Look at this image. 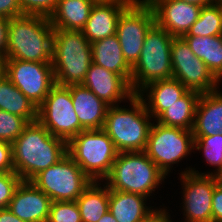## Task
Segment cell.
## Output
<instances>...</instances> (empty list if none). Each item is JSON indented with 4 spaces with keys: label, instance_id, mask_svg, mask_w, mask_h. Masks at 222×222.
Returning <instances> with one entry per match:
<instances>
[{
    "label": "cell",
    "instance_id": "ee69618b",
    "mask_svg": "<svg viewBox=\"0 0 222 222\" xmlns=\"http://www.w3.org/2000/svg\"><path fill=\"white\" fill-rule=\"evenodd\" d=\"M216 179L217 186L222 189V172L214 175Z\"/></svg>",
    "mask_w": 222,
    "mask_h": 222
},
{
    "label": "cell",
    "instance_id": "836d02e7",
    "mask_svg": "<svg viewBox=\"0 0 222 222\" xmlns=\"http://www.w3.org/2000/svg\"><path fill=\"white\" fill-rule=\"evenodd\" d=\"M22 179L15 172L0 173V209L7 208Z\"/></svg>",
    "mask_w": 222,
    "mask_h": 222
},
{
    "label": "cell",
    "instance_id": "484cf974",
    "mask_svg": "<svg viewBox=\"0 0 222 222\" xmlns=\"http://www.w3.org/2000/svg\"><path fill=\"white\" fill-rule=\"evenodd\" d=\"M195 56L201 59L221 82L222 78V35L182 36Z\"/></svg>",
    "mask_w": 222,
    "mask_h": 222
},
{
    "label": "cell",
    "instance_id": "4fadbf2b",
    "mask_svg": "<svg viewBox=\"0 0 222 222\" xmlns=\"http://www.w3.org/2000/svg\"><path fill=\"white\" fill-rule=\"evenodd\" d=\"M171 61L172 77L188 90H194L202 94L219 88L220 81L208 69L207 65L195 56L182 37L173 38Z\"/></svg>",
    "mask_w": 222,
    "mask_h": 222
},
{
    "label": "cell",
    "instance_id": "30bf717a",
    "mask_svg": "<svg viewBox=\"0 0 222 222\" xmlns=\"http://www.w3.org/2000/svg\"><path fill=\"white\" fill-rule=\"evenodd\" d=\"M152 125L145 149L148 157L165 174L194 149L192 130L164 126L156 122Z\"/></svg>",
    "mask_w": 222,
    "mask_h": 222
},
{
    "label": "cell",
    "instance_id": "603a6c76",
    "mask_svg": "<svg viewBox=\"0 0 222 222\" xmlns=\"http://www.w3.org/2000/svg\"><path fill=\"white\" fill-rule=\"evenodd\" d=\"M93 63L120 75L131 87L132 68L126 62L117 35L91 43Z\"/></svg>",
    "mask_w": 222,
    "mask_h": 222
},
{
    "label": "cell",
    "instance_id": "ba28073f",
    "mask_svg": "<svg viewBox=\"0 0 222 222\" xmlns=\"http://www.w3.org/2000/svg\"><path fill=\"white\" fill-rule=\"evenodd\" d=\"M31 182L51 201H76L92 180L66 154L56 164L38 173Z\"/></svg>",
    "mask_w": 222,
    "mask_h": 222
},
{
    "label": "cell",
    "instance_id": "44dd1931",
    "mask_svg": "<svg viewBox=\"0 0 222 222\" xmlns=\"http://www.w3.org/2000/svg\"><path fill=\"white\" fill-rule=\"evenodd\" d=\"M222 134V91L202 93L199 97L193 136H215Z\"/></svg>",
    "mask_w": 222,
    "mask_h": 222
},
{
    "label": "cell",
    "instance_id": "d590c367",
    "mask_svg": "<svg viewBox=\"0 0 222 222\" xmlns=\"http://www.w3.org/2000/svg\"><path fill=\"white\" fill-rule=\"evenodd\" d=\"M22 15L18 0H0V18L11 19Z\"/></svg>",
    "mask_w": 222,
    "mask_h": 222
},
{
    "label": "cell",
    "instance_id": "ac0fdd59",
    "mask_svg": "<svg viewBox=\"0 0 222 222\" xmlns=\"http://www.w3.org/2000/svg\"><path fill=\"white\" fill-rule=\"evenodd\" d=\"M131 2L95 3L81 30L90 43L116 34L117 20Z\"/></svg>",
    "mask_w": 222,
    "mask_h": 222
},
{
    "label": "cell",
    "instance_id": "d6986e66",
    "mask_svg": "<svg viewBox=\"0 0 222 222\" xmlns=\"http://www.w3.org/2000/svg\"><path fill=\"white\" fill-rule=\"evenodd\" d=\"M68 87L80 125L85 130L103 129L109 105L82 84Z\"/></svg>",
    "mask_w": 222,
    "mask_h": 222
},
{
    "label": "cell",
    "instance_id": "2e32d148",
    "mask_svg": "<svg viewBox=\"0 0 222 222\" xmlns=\"http://www.w3.org/2000/svg\"><path fill=\"white\" fill-rule=\"evenodd\" d=\"M51 202L31 181H21L7 208L25 222H47Z\"/></svg>",
    "mask_w": 222,
    "mask_h": 222
},
{
    "label": "cell",
    "instance_id": "83f0119b",
    "mask_svg": "<svg viewBox=\"0 0 222 222\" xmlns=\"http://www.w3.org/2000/svg\"><path fill=\"white\" fill-rule=\"evenodd\" d=\"M99 184L92 181L76 200L82 222H98L109 210V188Z\"/></svg>",
    "mask_w": 222,
    "mask_h": 222
},
{
    "label": "cell",
    "instance_id": "d4e9b609",
    "mask_svg": "<svg viewBox=\"0 0 222 222\" xmlns=\"http://www.w3.org/2000/svg\"><path fill=\"white\" fill-rule=\"evenodd\" d=\"M201 93L188 90L175 103L170 105L156 120L161 125L192 130L196 107Z\"/></svg>",
    "mask_w": 222,
    "mask_h": 222
},
{
    "label": "cell",
    "instance_id": "7c38bea8",
    "mask_svg": "<svg viewBox=\"0 0 222 222\" xmlns=\"http://www.w3.org/2000/svg\"><path fill=\"white\" fill-rule=\"evenodd\" d=\"M5 76L37 108L55 85L52 63L5 59Z\"/></svg>",
    "mask_w": 222,
    "mask_h": 222
},
{
    "label": "cell",
    "instance_id": "b9f144b4",
    "mask_svg": "<svg viewBox=\"0 0 222 222\" xmlns=\"http://www.w3.org/2000/svg\"><path fill=\"white\" fill-rule=\"evenodd\" d=\"M98 222H118L109 210L98 220Z\"/></svg>",
    "mask_w": 222,
    "mask_h": 222
},
{
    "label": "cell",
    "instance_id": "9c48e42d",
    "mask_svg": "<svg viewBox=\"0 0 222 222\" xmlns=\"http://www.w3.org/2000/svg\"><path fill=\"white\" fill-rule=\"evenodd\" d=\"M154 24L155 14L146 0H134L120 14L116 35L131 68L138 62L145 36Z\"/></svg>",
    "mask_w": 222,
    "mask_h": 222
},
{
    "label": "cell",
    "instance_id": "bcb514c9",
    "mask_svg": "<svg viewBox=\"0 0 222 222\" xmlns=\"http://www.w3.org/2000/svg\"><path fill=\"white\" fill-rule=\"evenodd\" d=\"M217 3L222 7V0H218Z\"/></svg>",
    "mask_w": 222,
    "mask_h": 222
},
{
    "label": "cell",
    "instance_id": "f6af8a7d",
    "mask_svg": "<svg viewBox=\"0 0 222 222\" xmlns=\"http://www.w3.org/2000/svg\"><path fill=\"white\" fill-rule=\"evenodd\" d=\"M95 3L100 2H133L134 0H93Z\"/></svg>",
    "mask_w": 222,
    "mask_h": 222
},
{
    "label": "cell",
    "instance_id": "4dcf8cb0",
    "mask_svg": "<svg viewBox=\"0 0 222 222\" xmlns=\"http://www.w3.org/2000/svg\"><path fill=\"white\" fill-rule=\"evenodd\" d=\"M27 124L21 116L0 110V140L13 143Z\"/></svg>",
    "mask_w": 222,
    "mask_h": 222
},
{
    "label": "cell",
    "instance_id": "3957f363",
    "mask_svg": "<svg viewBox=\"0 0 222 222\" xmlns=\"http://www.w3.org/2000/svg\"><path fill=\"white\" fill-rule=\"evenodd\" d=\"M132 108L109 106L103 130L118 152L145 151L153 123L144 101L138 94L128 99Z\"/></svg>",
    "mask_w": 222,
    "mask_h": 222
},
{
    "label": "cell",
    "instance_id": "e0dca14e",
    "mask_svg": "<svg viewBox=\"0 0 222 222\" xmlns=\"http://www.w3.org/2000/svg\"><path fill=\"white\" fill-rule=\"evenodd\" d=\"M82 85L109 106L118 105L134 95L130 85L120 75L94 63L89 66Z\"/></svg>",
    "mask_w": 222,
    "mask_h": 222
},
{
    "label": "cell",
    "instance_id": "1f68e13d",
    "mask_svg": "<svg viewBox=\"0 0 222 222\" xmlns=\"http://www.w3.org/2000/svg\"><path fill=\"white\" fill-rule=\"evenodd\" d=\"M47 222H82L76 201H52Z\"/></svg>",
    "mask_w": 222,
    "mask_h": 222
},
{
    "label": "cell",
    "instance_id": "8d00e7d4",
    "mask_svg": "<svg viewBox=\"0 0 222 222\" xmlns=\"http://www.w3.org/2000/svg\"><path fill=\"white\" fill-rule=\"evenodd\" d=\"M212 222H222V189L217 185L212 195Z\"/></svg>",
    "mask_w": 222,
    "mask_h": 222
},
{
    "label": "cell",
    "instance_id": "e575fe53",
    "mask_svg": "<svg viewBox=\"0 0 222 222\" xmlns=\"http://www.w3.org/2000/svg\"><path fill=\"white\" fill-rule=\"evenodd\" d=\"M14 170L12 143L0 140V173Z\"/></svg>",
    "mask_w": 222,
    "mask_h": 222
},
{
    "label": "cell",
    "instance_id": "ab89813d",
    "mask_svg": "<svg viewBox=\"0 0 222 222\" xmlns=\"http://www.w3.org/2000/svg\"><path fill=\"white\" fill-rule=\"evenodd\" d=\"M0 222H25L14 215L8 208L0 209Z\"/></svg>",
    "mask_w": 222,
    "mask_h": 222
},
{
    "label": "cell",
    "instance_id": "7bdbcfd3",
    "mask_svg": "<svg viewBox=\"0 0 222 222\" xmlns=\"http://www.w3.org/2000/svg\"><path fill=\"white\" fill-rule=\"evenodd\" d=\"M5 75V59L0 57V79Z\"/></svg>",
    "mask_w": 222,
    "mask_h": 222
},
{
    "label": "cell",
    "instance_id": "9a60e30c",
    "mask_svg": "<svg viewBox=\"0 0 222 222\" xmlns=\"http://www.w3.org/2000/svg\"><path fill=\"white\" fill-rule=\"evenodd\" d=\"M155 14V23L173 37L187 34L199 18L202 7L180 0H146Z\"/></svg>",
    "mask_w": 222,
    "mask_h": 222
},
{
    "label": "cell",
    "instance_id": "7402d4cb",
    "mask_svg": "<svg viewBox=\"0 0 222 222\" xmlns=\"http://www.w3.org/2000/svg\"><path fill=\"white\" fill-rule=\"evenodd\" d=\"M145 199L141 194L109 189V212L118 222H142L156 211L146 206Z\"/></svg>",
    "mask_w": 222,
    "mask_h": 222
},
{
    "label": "cell",
    "instance_id": "8fae6325",
    "mask_svg": "<svg viewBox=\"0 0 222 222\" xmlns=\"http://www.w3.org/2000/svg\"><path fill=\"white\" fill-rule=\"evenodd\" d=\"M37 120L53 135L68 142L85 130L74 110L70 88L55 84L38 107Z\"/></svg>",
    "mask_w": 222,
    "mask_h": 222
},
{
    "label": "cell",
    "instance_id": "6da1fadb",
    "mask_svg": "<svg viewBox=\"0 0 222 222\" xmlns=\"http://www.w3.org/2000/svg\"><path fill=\"white\" fill-rule=\"evenodd\" d=\"M15 172L22 181L56 164L67 154V142L53 136L38 120L28 123L12 143Z\"/></svg>",
    "mask_w": 222,
    "mask_h": 222
},
{
    "label": "cell",
    "instance_id": "f35d334b",
    "mask_svg": "<svg viewBox=\"0 0 222 222\" xmlns=\"http://www.w3.org/2000/svg\"><path fill=\"white\" fill-rule=\"evenodd\" d=\"M142 222H172L170 220V214L165 209H156V211Z\"/></svg>",
    "mask_w": 222,
    "mask_h": 222
},
{
    "label": "cell",
    "instance_id": "60d3db41",
    "mask_svg": "<svg viewBox=\"0 0 222 222\" xmlns=\"http://www.w3.org/2000/svg\"><path fill=\"white\" fill-rule=\"evenodd\" d=\"M185 3L194 4L200 7L216 4L218 0H180Z\"/></svg>",
    "mask_w": 222,
    "mask_h": 222
},
{
    "label": "cell",
    "instance_id": "8992f818",
    "mask_svg": "<svg viewBox=\"0 0 222 222\" xmlns=\"http://www.w3.org/2000/svg\"><path fill=\"white\" fill-rule=\"evenodd\" d=\"M118 153L103 129L83 130L67 142V154L92 181H104Z\"/></svg>",
    "mask_w": 222,
    "mask_h": 222
},
{
    "label": "cell",
    "instance_id": "f1b7e54d",
    "mask_svg": "<svg viewBox=\"0 0 222 222\" xmlns=\"http://www.w3.org/2000/svg\"><path fill=\"white\" fill-rule=\"evenodd\" d=\"M222 35V7L216 3L202 7L199 18L183 36Z\"/></svg>",
    "mask_w": 222,
    "mask_h": 222
},
{
    "label": "cell",
    "instance_id": "d6a6232c",
    "mask_svg": "<svg viewBox=\"0 0 222 222\" xmlns=\"http://www.w3.org/2000/svg\"><path fill=\"white\" fill-rule=\"evenodd\" d=\"M23 14L50 18L55 12L59 0H18Z\"/></svg>",
    "mask_w": 222,
    "mask_h": 222
},
{
    "label": "cell",
    "instance_id": "52a82bcc",
    "mask_svg": "<svg viewBox=\"0 0 222 222\" xmlns=\"http://www.w3.org/2000/svg\"><path fill=\"white\" fill-rule=\"evenodd\" d=\"M173 38L156 23L147 32L140 58L132 68L131 90L134 94L151 82L172 78Z\"/></svg>",
    "mask_w": 222,
    "mask_h": 222
},
{
    "label": "cell",
    "instance_id": "5bb4252c",
    "mask_svg": "<svg viewBox=\"0 0 222 222\" xmlns=\"http://www.w3.org/2000/svg\"><path fill=\"white\" fill-rule=\"evenodd\" d=\"M194 169V170H193ZM189 168L181 172L183 210L187 222H212V195L217 185L214 175Z\"/></svg>",
    "mask_w": 222,
    "mask_h": 222
},
{
    "label": "cell",
    "instance_id": "74e56055",
    "mask_svg": "<svg viewBox=\"0 0 222 222\" xmlns=\"http://www.w3.org/2000/svg\"><path fill=\"white\" fill-rule=\"evenodd\" d=\"M8 18H0V57L6 59Z\"/></svg>",
    "mask_w": 222,
    "mask_h": 222
},
{
    "label": "cell",
    "instance_id": "4316f807",
    "mask_svg": "<svg viewBox=\"0 0 222 222\" xmlns=\"http://www.w3.org/2000/svg\"><path fill=\"white\" fill-rule=\"evenodd\" d=\"M0 110L37 121L38 108L4 75L0 79Z\"/></svg>",
    "mask_w": 222,
    "mask_h": 222
},
{
    "label": "cell",
    "instance_id": "5b68a950",
    "mask_svg": "<svg viewBox=\"0 0 222 222\" xmlns=\"http://www.w3.org/2000/svg\"><path fill=\"white\" fill-rule=\"evenodd\" d=\"M166 175L145 151L119 152L106 180L111 190L150 197Z\"/></svg>",
    "mask_w": 222,
    "mask_h": 222
},
{
    "label": "cell",
    "instance_id": "f546056e",
    "mask_svg": "<svg viewBox=\"0 0 222 222\" xmlns=\"http://www.w3.org/2000/svg\"><path fill=\"white\" fill-rule=\"evenodd\" d=\"M194 149L203 150L208 164L217 167L213 172L206 175H215L222 172V134L215 136H194Z\"/></svg>",
    "mask_w": 222,
    "mask_h": 222
},
{
    "label": "cell",
    "instance_id": "277c9868",
    "mask_svg": "<svg viewBox=\"0 0 222 222\" xmlns=\"http://www.w3.org/2000/svg\"><path fill=\"white\" fill-rule=\"evenodd\" d=\"M91 43L81 30L54 28L52 65L55 84H82L93 63Z\"/></svg>",
    "mask_w": 222,
    "mask_h": 222
},
{
    "label": "cell",
    "instance_id": "cb8c5ba5",
    "mask_svg": "<svg viewBox=\"0 0 222 222\" xmlns=\"http://www.w3.org/2000/svg\"><path fill=\"white\" fill-rule=\"evenodd\" d=\"M94 4L93 0H59L49 18L51 25L65 30H82Z\"/></svg>",
    "mask_w": 222,
    "mask_h": 222
},
{
    "label": "cell",
    "instance_id": "ffe728a7",
    "mask_svg": "<svg viewBox=\"0 0 222 222\" xmlns=\"http://www.w3.org/2000/svg\"><path fill=\"white\" fill-rule=\"evenodd\" d=\"M188 89L175 78L157 80L143 87L138 95L144 101L149 114L157 119L173 103L178 101ZM144 93H146V97ZM149 93V94H148ZM148 100V103L146 102Z\"/></svg>",
    "mask_w": 222,
    "mask_h": 222
},
{
    "label": "cell",
    "instance_id": "7a4b0ae2",
    "mask_svg": "<svg viewBox=\"0 0 222 222\" xmlns=\"http://www.w3.org/2000/svg\"><path fill=\"white\" fill-rule=\"evenodd\" d=\"M53 33L45 16L23 14L9 19L6 59L52 63Z\"/></svg>",
    "mask_w": 222,
    "mask_h": 222
}]
</instances>
